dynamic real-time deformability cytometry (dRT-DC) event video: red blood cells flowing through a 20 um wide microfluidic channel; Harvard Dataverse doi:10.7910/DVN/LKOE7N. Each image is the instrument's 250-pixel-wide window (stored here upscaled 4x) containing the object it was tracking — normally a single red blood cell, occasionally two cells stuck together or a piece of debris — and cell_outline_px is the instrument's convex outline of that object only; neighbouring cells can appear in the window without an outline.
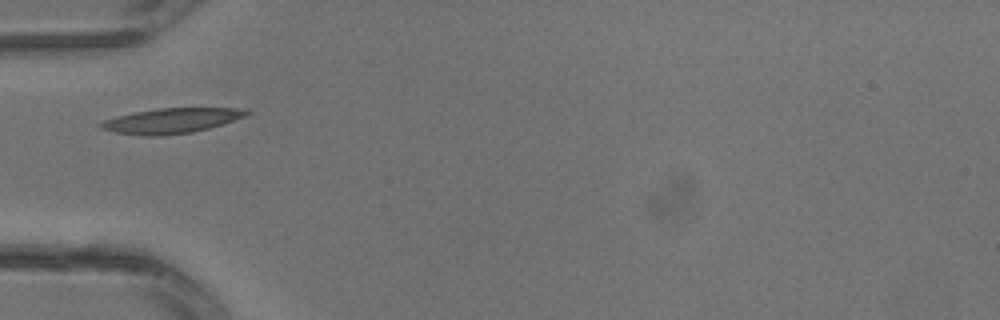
{"species": "common noctule bat (a hibernating species)", "species_latin": "Nyctalus noctula", "temperature_condition": "warm", "stored_images_in_passage": 2, "camera_frame_rate_fps": 3000, "um_per_image_px": 0.085, "animal": {"sex": "male", "body_mass_g": 13.3}, "frame": {"image": 1, "passage_image": 2, "time_ms": 0.333, "image_size_px": [1000, 320], "cell_outline_px": [[252, 112], [244, 116], [208, 128], [192, 132], [160, 136], [144, 136], [116, 132], [100, 128], [96, 124], [104, 120], [116, 116], [136, 112], [160, 108], [236, 108]], "centroid_in_image_um": [14.49, 10.26], "position_along_channel_um": 70.5, "area_um2": 20.98}}